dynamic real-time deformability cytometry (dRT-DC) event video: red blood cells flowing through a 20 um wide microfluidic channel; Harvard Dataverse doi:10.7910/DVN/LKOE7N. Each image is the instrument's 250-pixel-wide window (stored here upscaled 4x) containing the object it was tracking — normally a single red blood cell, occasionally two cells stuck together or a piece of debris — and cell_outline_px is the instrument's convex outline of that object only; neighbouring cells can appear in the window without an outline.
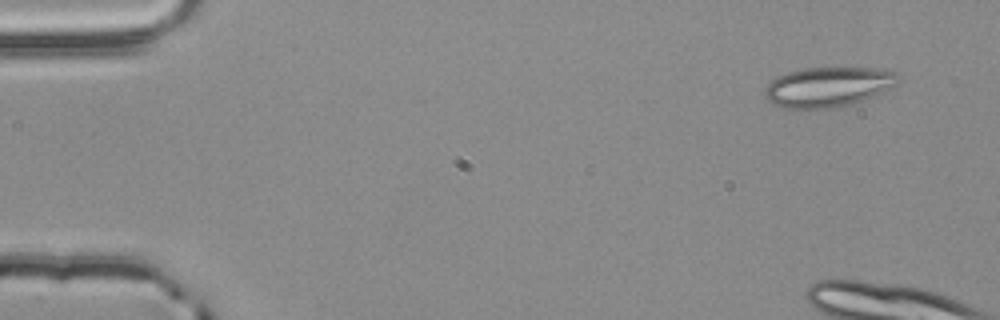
{"species": "common noctule bat (a hibernating species)", "species_latin": "Nyctalus noctula", "temperature_condition": "room temperature", "stored_images_in_passage": 5, "camera_frame_rate_fps": 3000, "um_per_image_px": 0.085, "animal": {"sex": "male", "body_mass_g": 20.4}, "frame": {"image": 1, "passage_image": 5, "time_ms": 1.333, "image_size_px": [1000, 320], "cell_outline_px": [[900, 80], [892, 88], [852, 104], [832, 108], [784, 108], [772, 104], [764, 96], [764, 88], [776, 76], [788, 72], [804, 68], [876, 68], [896, 72], [900, 76]], "centroid_in_image_um": [70.38, 7.38], "position_along_channel_um": 14.6, "area_um2": 31.1}}